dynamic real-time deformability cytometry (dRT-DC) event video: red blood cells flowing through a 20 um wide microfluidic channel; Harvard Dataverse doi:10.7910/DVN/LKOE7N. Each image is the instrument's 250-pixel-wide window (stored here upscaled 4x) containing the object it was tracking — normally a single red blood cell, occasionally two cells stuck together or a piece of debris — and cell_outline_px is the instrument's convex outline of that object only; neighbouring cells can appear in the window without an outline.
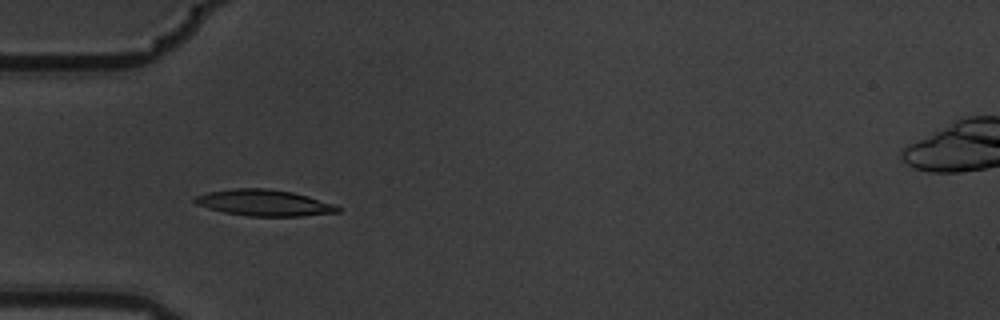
{"species": "common noctule bat (a hibernating species)", "species_latin": "Nyctalus noctula", "temperature_condition": "warm", "stored_images_in_passage": 6, "camera_frame_rate_fps": 3000, "um_per_image_px": 0.085, "animal": {"sex": "male", "body_mass_g": 19.5, "forearm_length_mm": 54.6}, "frame": {"image": 1, "passage_image": 3, "time_ms": 0.667, "image_size_px": [1000, 320], "cell_outline_px": [[340, 212], [300, 216], [248, 216], [224, 212], [208, 208], [196, 204], [192, 200], [196, 196], [208, 192], [232, 188], [264, 188], [292, 192], [308, 196], [332, 204], [340, 208]], "centroid_in_image_um": [22.41, 17.24], "position_along_channel_um": 62.6, "area_um2": 21.68}}
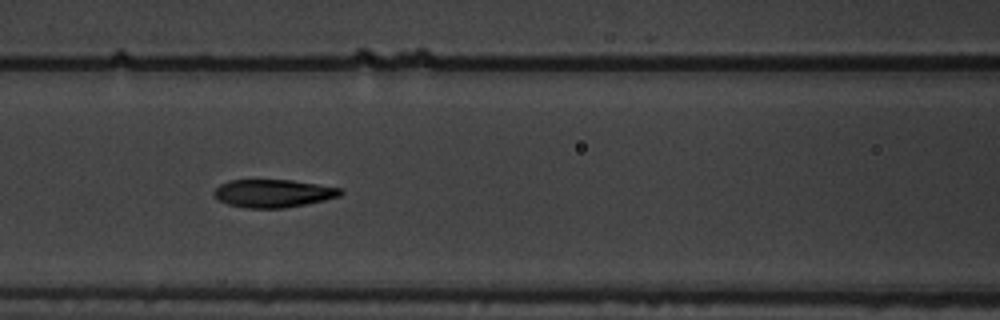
{"frame": {"image": 2, "passage_image": 5, "time_ms": 1.333, "image_size_px": [1000, 320], "cell_outline_px": [[344, 192], [340, 196], [324, 200], [284, 208], [248, 208], [228, 204], [220, 200], [212, 192], [220, 184], [232, 180], [292, 180], [344, 188]], "centroid_in_image_um": [23.27, 16.43], "position_along_channel_um": 143.3, "area_um2": 20.52}}
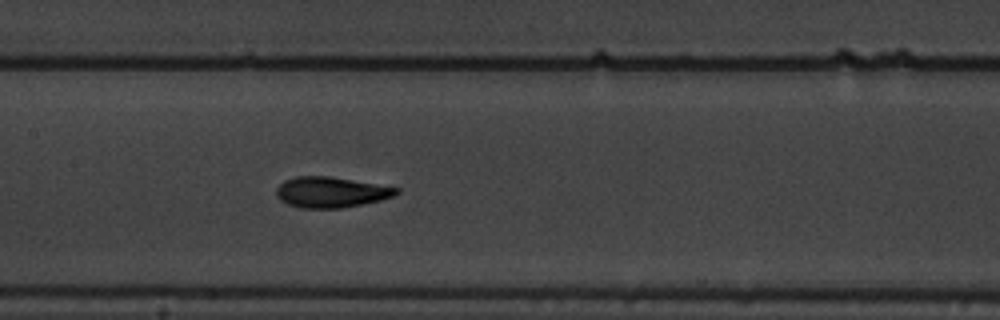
{"frame": {"image": 3, "passage_image": 6, "time_ms": 1.667, "image_size_px": [1000, 320], "cell_outline_px": [[400, 192], [392, 196], [380, 200], [364, 204], [344, 208], [300, 208], [288, 204], [280, 200], [276, 196], [276, 188], [284, 180], [296, 176], [328, 176], [400, 188]], "centroid_in_image_um": [28.11, 16.34], "position_along_channel_um": 179.3, "area_um2": 21.44}}